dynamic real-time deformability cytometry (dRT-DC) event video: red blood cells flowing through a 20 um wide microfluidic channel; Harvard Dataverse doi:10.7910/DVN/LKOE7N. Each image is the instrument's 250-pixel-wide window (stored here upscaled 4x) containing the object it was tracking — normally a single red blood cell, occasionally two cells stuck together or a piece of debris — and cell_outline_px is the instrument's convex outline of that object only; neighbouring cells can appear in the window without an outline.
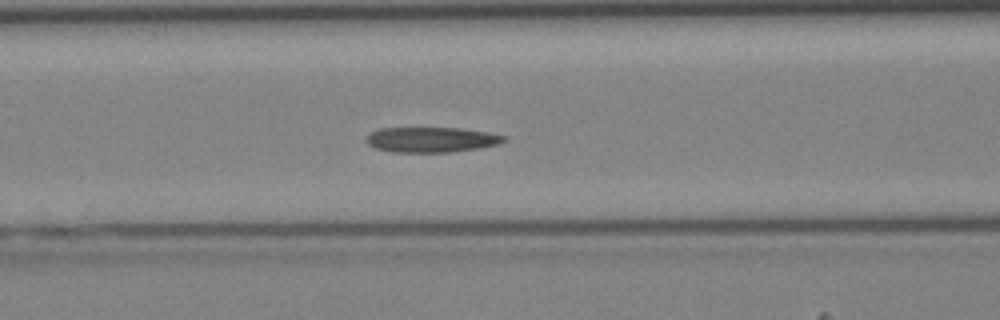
{"species": "Egyptian fruit bat (a non-hibernating species)", "species_latin": "Rousettus aegyptiacus", "temperature_condition": "cold", "stored_images_in_passage": 44, "segment_of_instrument_passage": [1, 2], "camera_frame_rate_fps": 3000, "um_per_image_px": 0.085, "animal": {"sex": "female"}, "frame": {"image": 1, "passage_image": 18, "time_ms": 5.667, "image_size_px": [1000, 320], "cell_outline_px": [[508, 140], [496, 144], [480, 148], [452, 152], [392, 152], [376, 148], [368, 144], [368, 132], [380, 128], [460, 128], [484, 132], [504, 136]], "centroid_in_image_um": [36.64, 11.87], "position_along_channel_um": 130.0, "area_um2": 20.06}}
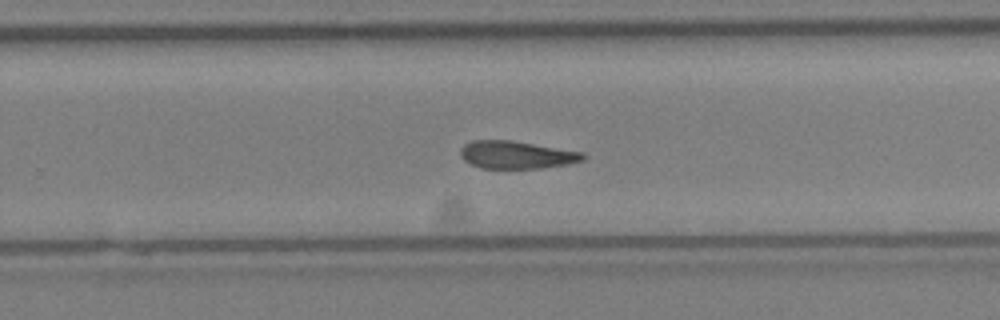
{"frame": {"image": 2, "passage_image": 28, "time_ms": 9.0, "image_size_px": [1000, 320], "cell_outline_px": [[584, 160], [568, 164], [544, 168], [480, 168], [464, 160], [460, 156], [460, 148], [464, 144], [472, 140], [512, 140], [584, 152]], "centroid_in_image_um": [43.89, 13.15], "position_along_channel_um": 285.9, "area_um2": 19.88}}
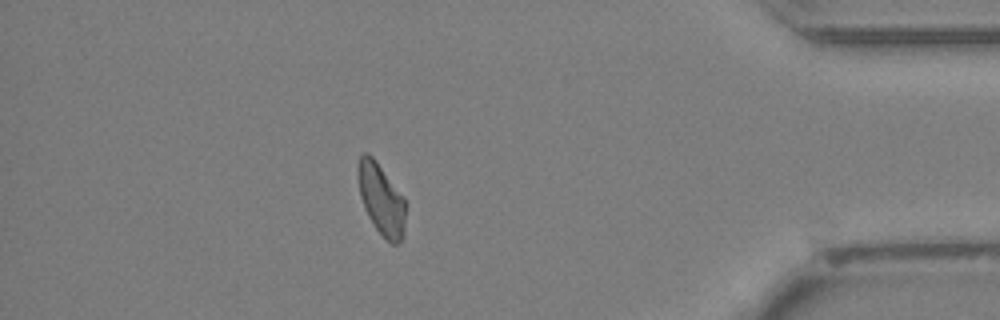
{"frame": {"image": 3, "passage_image": 38, "time_ms": 12.333, "image_size_px": [1000, 320], "cell_outline_px": [[404, 236], [396, 244], [392, 244], [376, 228], [368, 216], [364, 208], [360, 196], [356, 172], [356, 164], [360, 156], [364, 152], [368, 152], [376, 160], [404, 196]], "centroid_in_image_um": [32.37, 16.87], "position_along_channel_um": 402.8, "area_um2": 19.83}}